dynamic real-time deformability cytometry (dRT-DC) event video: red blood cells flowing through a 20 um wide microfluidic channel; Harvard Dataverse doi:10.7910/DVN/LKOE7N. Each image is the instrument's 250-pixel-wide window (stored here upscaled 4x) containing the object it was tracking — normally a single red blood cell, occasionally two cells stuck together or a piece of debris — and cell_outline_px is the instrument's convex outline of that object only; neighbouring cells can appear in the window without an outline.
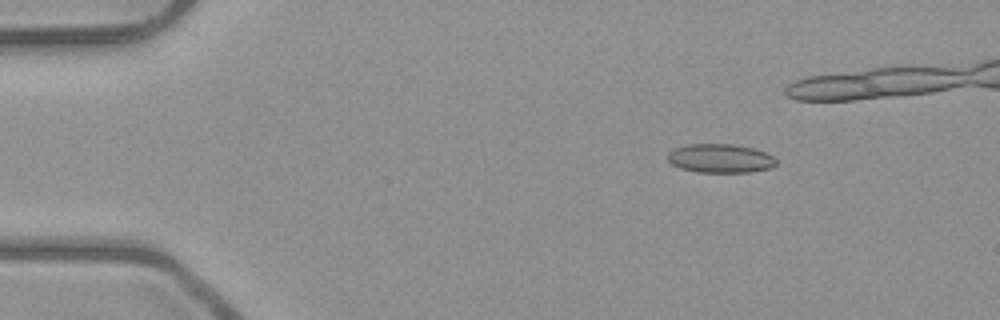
{"species": "common noctule bat (a hibernating species)", "species_latin": "Nyctalus noctula", "temperature_condition": "room temperature", "stored_images_in_passage": 5, "camera_frame_rate_fps": 3000, "um_per_image_px": 0.085, "animal": {"sex": "male", "body_mass_g": 23.1, "forearm_length_mm": 52.7}, "frame": {"image": 1, "passage_image": 2, "time_ms": 1.0, "image_size_px": [1000, 320], "cell_outline_px": [[776, 164], [772, 168], [748, 172], [696, 172], [680, 168], [672, 164], [668, 160], [668, 152], [684, 144], [732, 144], [752, 148], [764, 152], [772, 156], [776, 160]], "centroid_in_image_um": [61.21, 13.46], "position_along_channel_um": 23.8, "area_um2": 18.21}}